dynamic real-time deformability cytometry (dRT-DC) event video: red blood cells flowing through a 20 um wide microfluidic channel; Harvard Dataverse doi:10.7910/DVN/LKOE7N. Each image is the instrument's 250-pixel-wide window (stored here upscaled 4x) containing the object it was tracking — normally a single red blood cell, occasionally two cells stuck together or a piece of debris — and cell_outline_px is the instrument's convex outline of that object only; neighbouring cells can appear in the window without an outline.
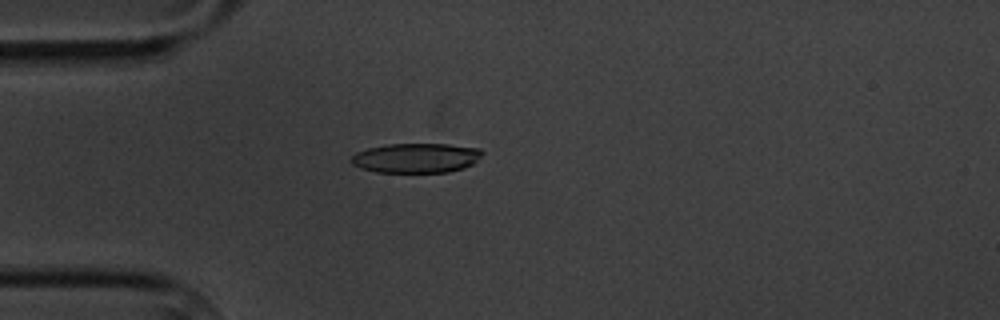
{"species": "common noctule bat (a hibernating species)", "species_latin": "Nyctalus noctula", "temperature_condition": "cold", "stored_images_in_passage": 6, "camera_frame_rate_fps": 3000, "um_per_image_px": 0.085, "animal": {"sex": "male", "body_mass_g": 20.1, "forearm_length_mm": 53.5}, "frame": {"image": 1, "passage_image": 4, "time_ms": 3.667, "image_size_px": [1000, 320], "cell_outline_px": [[484, 152], [472, 164], [464, 168], [448, 172], [376, 172], [360, 168], [352, 164], [352, 156], [356, 152], [368, 148], [388, 144], [448, 144], [480, 148]], "centroid_in_image_um": [35.37, 13.42], "position_along_channel_um": 49.6, "area_um2": 22.6}}
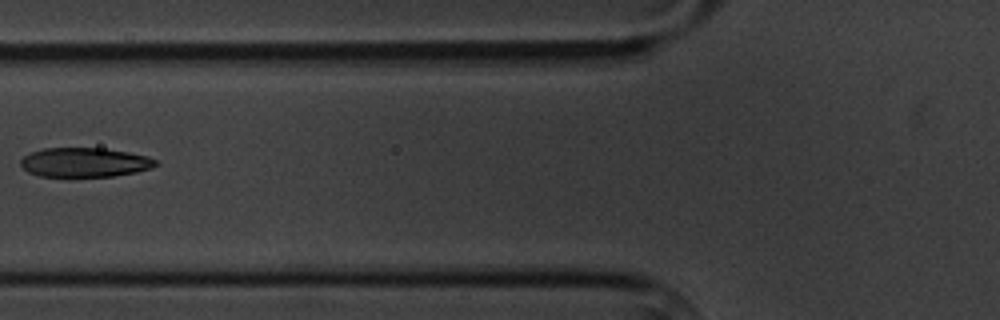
{"frame": {"image": 2, "passage_image": 6, "time_ms": 6.0, "image_size_px": [1000, 320], "cell_outline_px": [[160, 164], [152, 168], [136, 172], [112, 176], [40, 176], [28, 172], [20, 164], [20, 160], [24, 156], [32, 152], [44, 148], [104, 148], [128, 152], [148, 156], [156, 160]], "centroid_in_image_um": [7.23, 13.79], "position_along_channel_um": 118.6, "area_um2": 23.06}}